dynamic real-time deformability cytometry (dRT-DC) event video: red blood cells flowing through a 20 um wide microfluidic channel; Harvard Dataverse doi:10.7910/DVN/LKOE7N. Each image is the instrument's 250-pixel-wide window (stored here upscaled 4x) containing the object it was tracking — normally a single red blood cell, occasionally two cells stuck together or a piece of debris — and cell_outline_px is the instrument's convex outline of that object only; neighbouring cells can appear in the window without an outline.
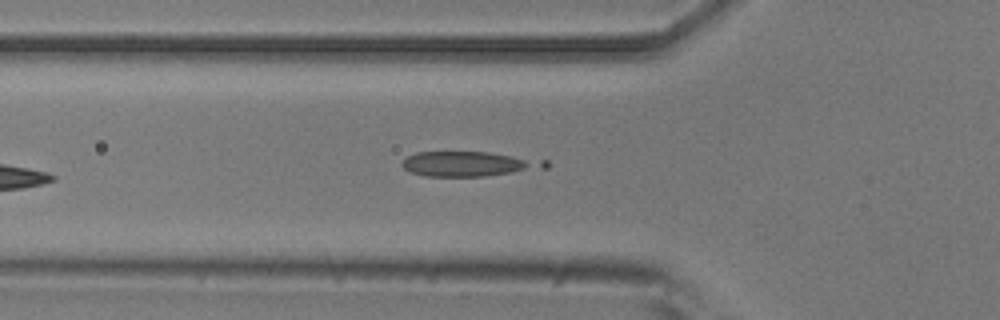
{"species": "common noctule bat (a hibernating species)", "species_latin": "Nyctalus noctula", "temperature_condition": "room temperature", "stored_images_in_passage": 7, "camera_frame_rate_fps": 3000, "um_per_image_px": 0.085, "animal": {"sex": "male", "body_mass_g": 20.5, "forearm_length_mm": 52.5}, "frame": {"image": 1, "passage_image": 5, "time_ms": 1.333, "image_size_px": [1000, 320], "cell_outline_px": [[548, 168], [484, 176], [424, 176], [408, 172], [400, 164], [408, 156], [416, 152], [488, 152], [548, 160]], "centroid_in_image_um": [39.86, 13.93], "position_along_channel_um": 85.9, "area_um2": 20.81}}